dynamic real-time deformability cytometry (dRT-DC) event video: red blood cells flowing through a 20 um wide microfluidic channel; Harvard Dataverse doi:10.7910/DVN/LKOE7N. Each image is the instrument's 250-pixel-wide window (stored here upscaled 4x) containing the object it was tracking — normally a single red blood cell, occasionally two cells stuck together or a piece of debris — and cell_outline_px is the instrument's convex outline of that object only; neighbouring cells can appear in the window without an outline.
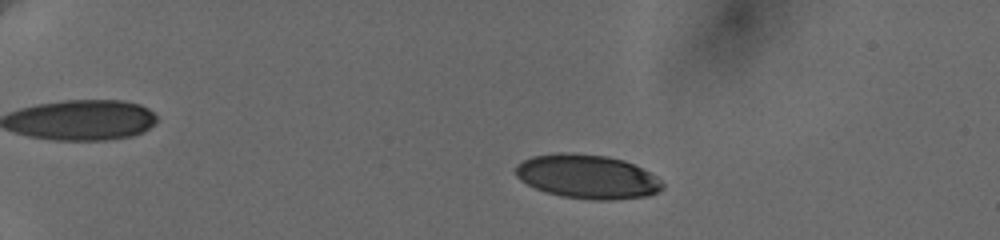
{"species": "human", "species_latin": "Homo sapiens", "temperature_condition": "cold", "stored_images_in_passage": 50, "camera_frame_rate_fps": 3000, "um_per_image_px": 0.085, "donor": {"sex": "female"}, "frame": {"image": 1, "passage_image": 5, "time_ms": 1.333, "image_size_px": [1000, 240], "cell_outline_px": [[664, 188], [648, 196], [612, 200], [592, 200], [560, 196], [536, 188], [520, 180], [516, 176], [516, 164], [532, 156], [560, 152], [608, 156], [624, 160], [656, 176], [664, 184]], "centroid_in_image_um": [49.92, 15.02], "position_along_channel_um": 35.1, "area_um2": 37.51}}
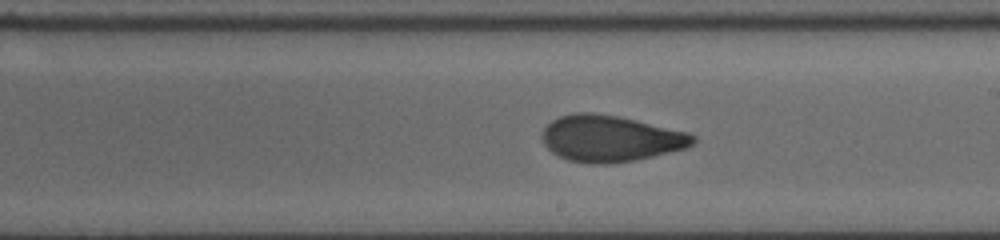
{"frame": {"image": 2, "passage_image": 29, "time_ms": 9.333, "image_size_px": [1000, 240], "cell_outline_px": [[696, 140], [692, 144], [684, 148], [636, 160], [608, 164], [588, 164], [568, 160], [552, 152], [544, 144], [544, 128], [552, 120], [560, 116], [576, 112], [592, 112], [616, 116], [688, 132], [696, 136]], "centroid_in_image_um": [51.87, 11.78], "position_along_channel_um": 237.1, "area_um2": 40.29}}
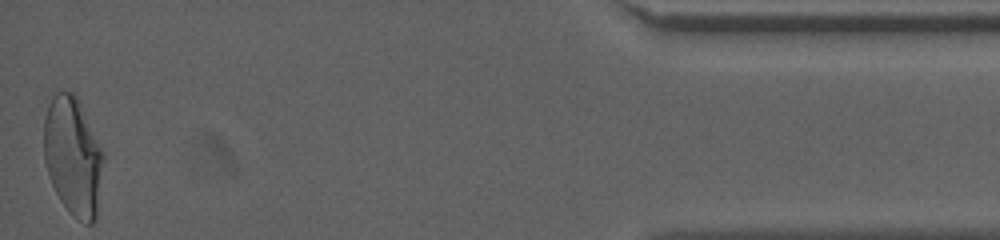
{"frame": {"image": 3, "passage_image": 50, "time_ms": 16.333, "image_size_px": [1000, 240], "cell_outline_px": [[104, 160], [96, 220], [92, 224], [88, 224], [72, 216], [68, 212], [60, 200], [52, 184], [44, 160], [44, 116], [48, 104], [52, 96], [56, 92], [72, 92], [80, 100], [104, 152]], "centroid_in_image_um": [6.22, 13.27], "position_along_channel_um": 429.0, "area_um2": 41.62}, "authors_computed_cell_mechanics": {"area_um2": 40.0265, "velocity_mm_per_s": 3.6758, "shape_relaxation_time_tau1_ms": 5.1304, "shape_relaxation_time_tau2_ms": 1.3222, "deformation_change_tau1": 0.1976, "deformation_change_tau2": 0.0773}}